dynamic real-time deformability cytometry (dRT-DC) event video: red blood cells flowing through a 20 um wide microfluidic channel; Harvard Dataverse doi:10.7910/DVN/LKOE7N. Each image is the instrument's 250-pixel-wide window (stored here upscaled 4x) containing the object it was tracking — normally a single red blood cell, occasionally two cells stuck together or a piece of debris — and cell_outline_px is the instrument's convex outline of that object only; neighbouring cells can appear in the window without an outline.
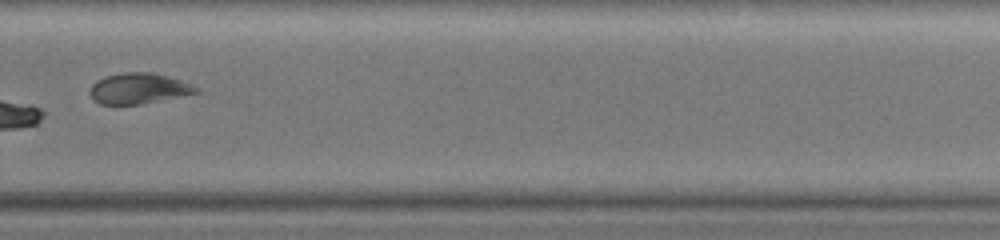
{"species": "common noctule bat (a hibernating species)", "species_latin": "Nyctalus noctula", "temperature_condition": "warm", "stored_images_in_passage": 29, "camera_frame_rate_fps": 3000, "um_per_image_px": 0.085, "animal": {"sex": "female", "body_mass_g": 19.0, "forearm_length_mm": 51.5}, "frame": {"image": 1, "passage_image": 21, "time_ms": 8.667, "image_size_px": [1000, 240], "cell_outline_px": [[200, 92], [140, 104], [100, 104], [88, 92], [92, 84], [96, 80], [104, 76], [124, 72], [152, 72], [168, 76], [180, 80], [196, 88]], "centroid_in_image_um": [11.73, 7.5], "position_along_channel_um": 318.1, "area_um2": 18.73}}